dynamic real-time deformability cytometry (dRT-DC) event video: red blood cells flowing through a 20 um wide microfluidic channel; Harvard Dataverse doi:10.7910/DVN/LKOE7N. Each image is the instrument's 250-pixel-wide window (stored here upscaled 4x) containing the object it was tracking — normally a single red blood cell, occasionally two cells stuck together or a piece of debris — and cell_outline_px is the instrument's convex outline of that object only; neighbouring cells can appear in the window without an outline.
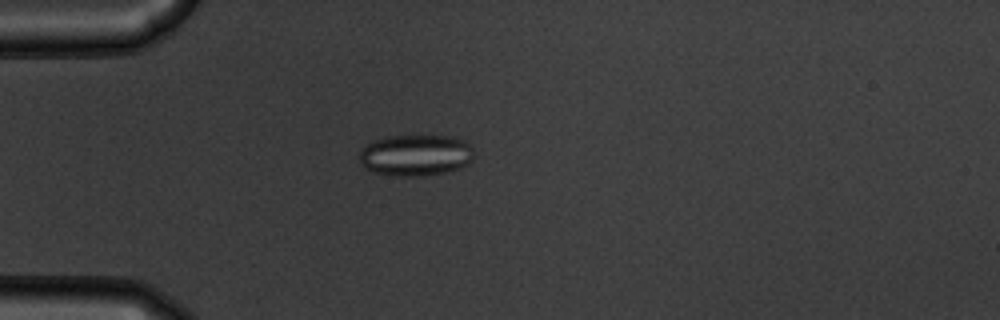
{"species": "common noctule bat (a hibernating species)", "species_latin": "Nyctalus noctula", "temperature_condition": "warm", "stored_images_in_passage": 55, "camera_frame_rate_fps": 3000, "um_per_image_px": 0.085, "animal": {"sex": "male", "body_mass_g": 19.5, "forearm_length_mm": 54.6}, "frame": {"image": 1, "passage_image": 16, "time_ms": 5.0, "image_size_px": [1000, 320], "cell_outline_px": [[472, 160], [468, 164], [444, 172], [420, 176], [396, 176], [372, 172], [364, 168], [360, 164], [360, 148], [364, 144], [372, 140], [384, 136], [452, 136], [464, 140], [472, 148]], "centroid_in_image_um": [35.25, 13.18], "position_along_channel_um": 49.7, "area_um2": 27.8}}
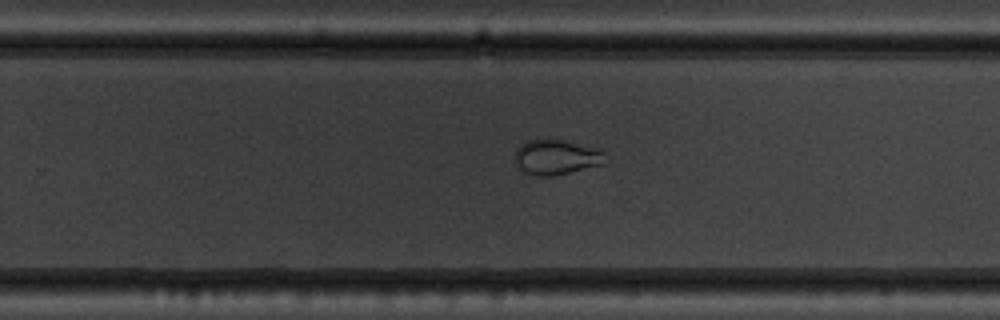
{"frame": {"image": 2, "passage_image": 36, "time_ms": 11.667, "image_size_px": [1000, 320], "cell_outline_px": [[604, 164], [552, 176], [536, 176], [524, 172], [516, 164], [512, 156], [516, 148], [520, 144], [528, 140], [548, 136], [552, 136], [600, 148], [604, 152]], "centroid_in_image_um": [47.24, 13.29], "position_along_channel_um": 282.6, "area_um2": 19.36}}
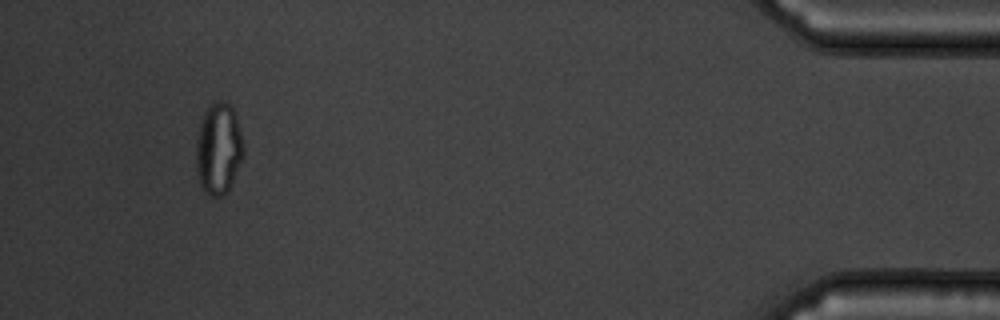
{"frame": {"image": 3, "passage_image": 52, "time_ms": 17.0, "image_size_px": [1000, 320], "cell_outline_px": [[244, 152], [228, 192], [220, 196], [212, 196], [200, 184], [196, 168], [196, 140], [200, 124], [204, 112], [208, 104], [212, 100], [224, 100], [232, 108], [236, 116], [244, 144]], "centroid_in_image_um": [18.57, 12.58], "position_along_channel_um": 416.6, "area_um2": 25.26}}